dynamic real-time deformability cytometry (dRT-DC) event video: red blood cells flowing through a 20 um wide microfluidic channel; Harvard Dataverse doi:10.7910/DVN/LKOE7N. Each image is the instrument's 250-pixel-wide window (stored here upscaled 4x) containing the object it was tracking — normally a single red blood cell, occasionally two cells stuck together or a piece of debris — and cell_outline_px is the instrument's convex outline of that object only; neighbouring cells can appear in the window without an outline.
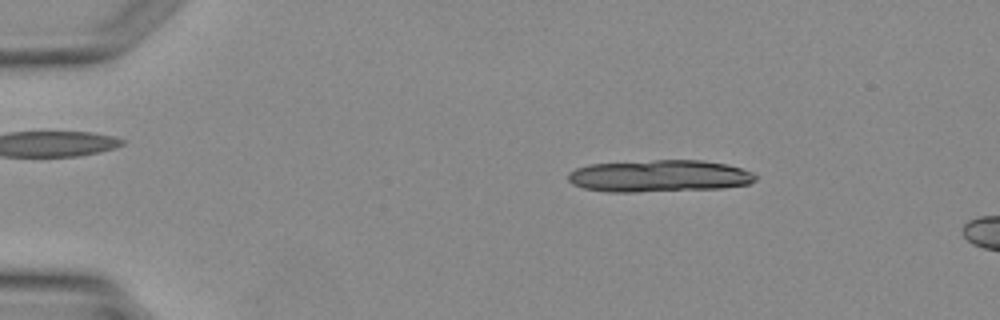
{"species": "Egyptian fruit bat (a non-hibernating species)", "species_latin": "Rousettus aegyptiacus", "temperature_condition": "warm", "stored_images_in_passage": 3, "camera_frame_rate_fps": 3000, "um_per_image_px": 0.085, "animal": {"sex": "female"}, "frame": {"image": 1, "passage_image": 1, "time_ms": 0.0, "image_size_px": [1000, 320], "cell_outline_px": [[756, 180], [748, 184], [724, 188], [636, 192], [608, 192], [584, 188], [572, 184], [568, 180], [568, 172], [576, 168], [592, 164], [652, 160], [704, 160], [728, 164], [752, 172], [756, 176]], "centroid_in_image_um": [56.04, 14.96], "position_along_channel_um": 29.0, "area_um2": 35.14}}